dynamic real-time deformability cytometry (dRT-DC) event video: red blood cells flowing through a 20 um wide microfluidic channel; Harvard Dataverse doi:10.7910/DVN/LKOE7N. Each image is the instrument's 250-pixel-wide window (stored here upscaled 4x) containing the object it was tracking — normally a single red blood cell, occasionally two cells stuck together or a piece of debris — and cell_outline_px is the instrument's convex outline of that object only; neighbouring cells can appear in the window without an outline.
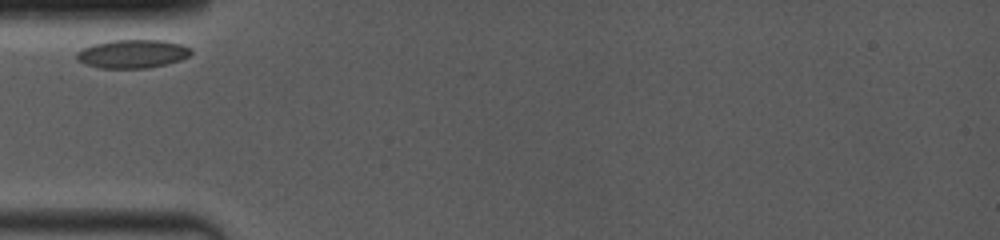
{"species": "common noctule bat (a hibernating species)", "species_latin": "Nyctalus noctula", "temperature_condition": "room temperature", "stored_images_in_passage": 12, "camera_frame_rate_fps": 4000, "um_per_image_px": 0.085, "animal": {"sex": "female", "body_mass_g": 19.0, "forearm_length_mm": 53.3}, "frame": {"image": 1, "passage_image": 1, "time_ms": 0.0, "image_size_px": [1000, 240], "cell_outline_px": [[192, 52], [188, 56], [180, 60], [148, 68], [100, 68], [84, 64], [76, 60], [76, 52], [92, 44], [112, 40], [164, 40], [180, 44], [192, 48]], "centroid_in_image_um": [11.24, 4.57], "position_along_channel_um": 73.8, "area_um2": 19.02}}
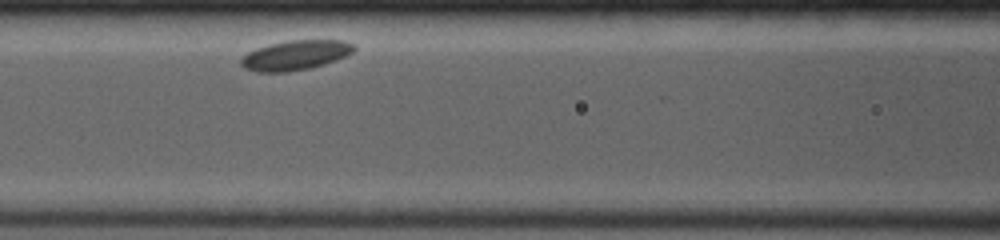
{"frame": {"image": 2, "passage_image": 7, "time_ms": 2.0, "image_size_px": [1000, 240], "cell_outline_px": [[356, 48], [352, 52], [344, 56], [324, 64], [308, 68], [288, 72], [260, 72], [244, 68], [240, 64], [240, 60], [248, 52], [256, 48], [268, 44], [284, 40], [344, 40], [356, 44]], "centroid_in_image_um": [25.1, 4.67], "position_along_channel_um": 141.5, "area_um2": 19.59}}
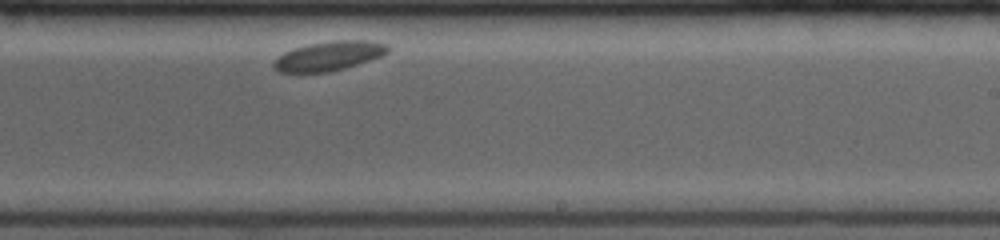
{"frame": {"image": 3, "passage_image": 12, "time_ms": 5.5, "image_size_px": [1000, 240], "cell_outline_px": [[392, 48], [388, 52], [380, 56], [344, 68], [328, 72], [280, 72], [272, 68], [272, 64], [284, 52], [308, 44], [332, 40], [368, 40], [388, 44]], "centroid_in_image_um": [27.98, 4.74], "position_along_channel_um": 261.0, "area_um2": 19.36}}